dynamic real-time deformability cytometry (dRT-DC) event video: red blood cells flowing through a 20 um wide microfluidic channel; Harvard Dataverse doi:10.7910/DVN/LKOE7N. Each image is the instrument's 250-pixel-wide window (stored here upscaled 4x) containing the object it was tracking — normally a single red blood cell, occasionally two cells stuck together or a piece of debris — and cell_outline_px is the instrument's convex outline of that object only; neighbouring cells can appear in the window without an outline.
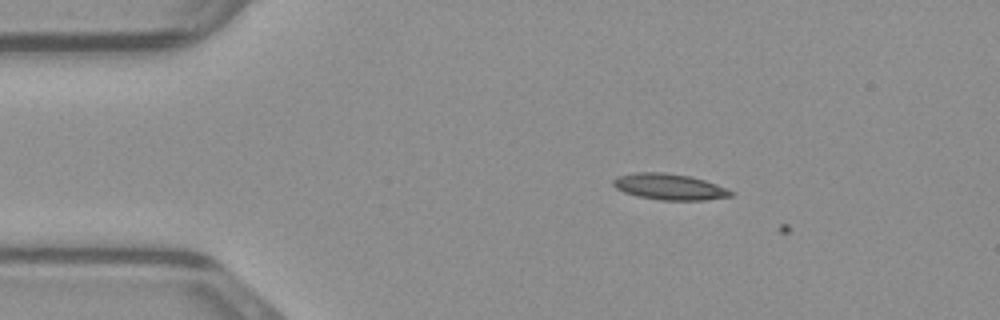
{"species": "common noctule bat (a hibernating species)", "species_latin": "Nyctalus noctula", "temperature_condition": "warm", "stored_images_in_passage": 8, "camera_frame_rate_fps": 3000, "um_per_image_px": 0.085, "animal": {"sex": "male", "body_mass_g": 23.1, "forearm_length_mm": 52.7}, "frame": {"image": 1, "passage_image": 7, "time_ms": 2.0, "image_size_px": [1000, 320], "cell_outline_px": [[736, 192], [732, 196], [704, 200], [660, 200], [636, 196], [624, 192], [616, 188], [612, 184], [612, 180], [616, 176], [636, 172], [664, 172], [688, 176], [704, 180], [716, 184]], "centroid_in_image_um": [56.88, 15.87], "position_along_channel_um": 28.1, "area_um2": 17.98}}